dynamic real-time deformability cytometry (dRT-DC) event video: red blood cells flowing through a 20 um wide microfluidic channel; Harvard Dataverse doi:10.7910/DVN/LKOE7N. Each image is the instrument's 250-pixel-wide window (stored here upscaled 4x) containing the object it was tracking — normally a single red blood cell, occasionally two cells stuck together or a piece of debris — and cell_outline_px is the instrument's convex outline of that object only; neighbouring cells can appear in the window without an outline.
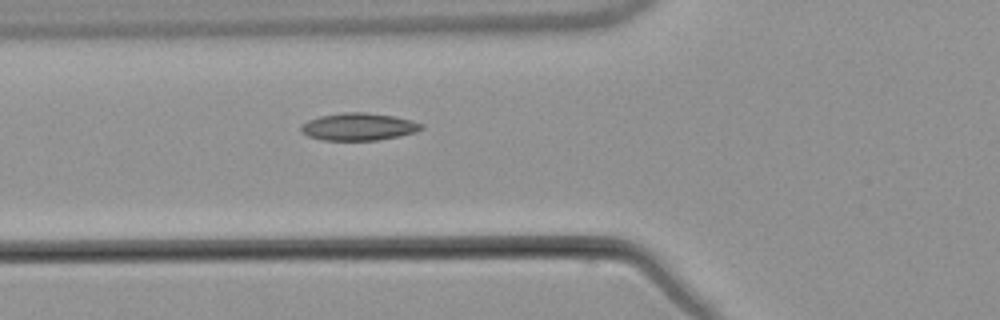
{"species": "common noctule bat (a hibernating species)", "species_latin": "Nyctalus noctula", "temperature_condition": "warm", "stored_images_in_passage": 6, "camera_frame_rate_fps": 3000, "um_per_image_px": 0.085, "animal": {"sex": "male", "body_mass_g": 21.5, "forearm_length_mm": 52.0}, "frame": {"image": 1, "passage_image": 6, "time_ms": 7.0, "image_size_px": [1000, 320], "cell_outline_px": [[424, 128], [416, 132], [400, 136], [380, 140], [324, 140], [308, 136], [300, 132], [300, 124], [308, 120], [320, 116], [344, 112], [368, 112], [392, 116], [412, 120], [424, 124]], "centroid_in_image_um": [30.48, 10.77], "position_along_channel_um": 95.3, "area_um2": 19.42}}